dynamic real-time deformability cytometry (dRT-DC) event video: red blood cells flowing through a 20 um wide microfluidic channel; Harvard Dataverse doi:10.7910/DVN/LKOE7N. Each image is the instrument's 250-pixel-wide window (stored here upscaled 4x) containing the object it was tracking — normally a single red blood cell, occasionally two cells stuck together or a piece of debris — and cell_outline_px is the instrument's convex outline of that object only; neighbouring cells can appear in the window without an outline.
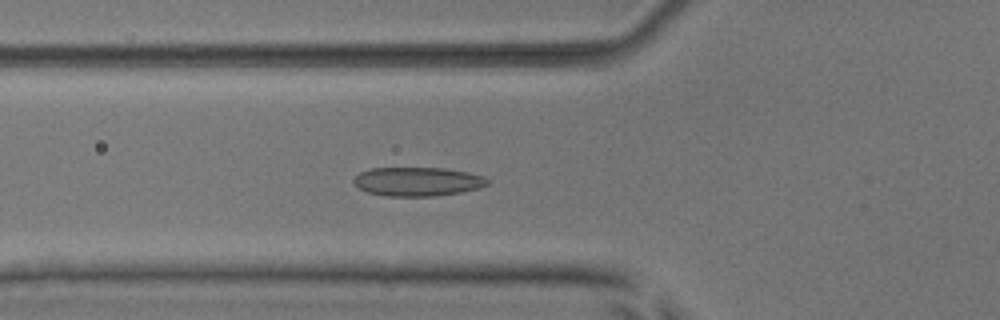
{"species": "common noctule bat (a hibernating species)", "species_latin": "Nyctalus noctula", "temperature_condition": "room temperature", "stored_images_in_passage": 36, "camera_frame_rate_fps": 3000, "um_per_image_px": 0.085, "animal": {"sex": "male", "body_mass_g": 17.9, "forearm_length_mm": 54.2}, "frame": {"image": 1, "passage_image": 14, "time_ms": 4.333, "image_size_px": [1000, 320], "cell_outline_px": [[488, 184], [480, 188], [460, 192], [432, 196], [384, 196], [368, 192], [360, 188], [352, 180], [360, 172], [372, 168], [444, 168], [468, 172], [484, 176], [488, 180]], "centroid_in_image_um": [35.5, 15.43], "position_along_channel_um": 90.3, "area_um2": 22.43}}
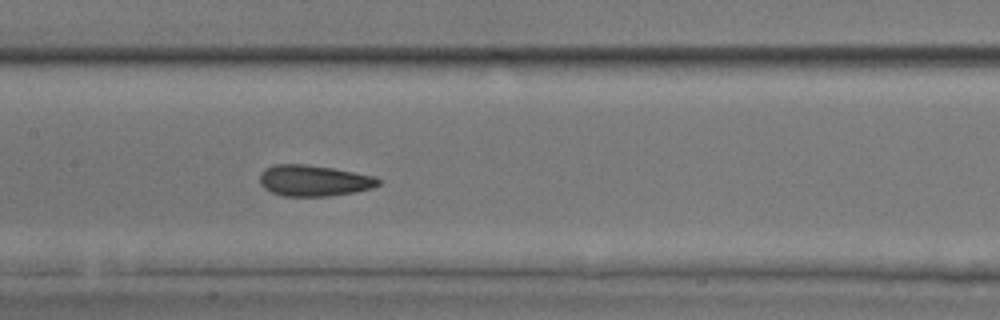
{"frame": {"image": 2, "passage_image": 21, "time_ms": 6.667, "image_size_px": [1000, 320], "cell_outline_px": [[380, 184], [372, 188], [356, 192], [332, 196], [284, 196], [272, 192], [264, 188], [260, 184], [260, 172], [264, 168], [276, 164], [304, 164], [332, 168], [376, 176], [380, 180]], "centroid_in_image_um": [26.68, 15.35], "position_along_channel_um": 180.7, "area_um2": 21.62}}
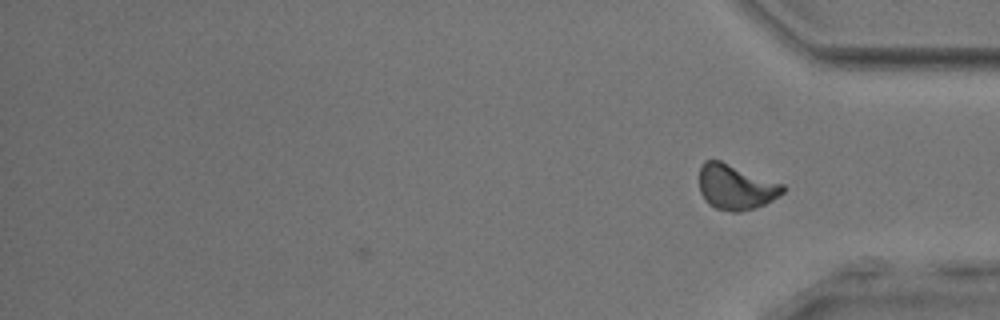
{"frame": {"image": 3, "passage_image": 36, "time_ms": 11.667, "image_size_px": [1000, 320], "cell_outline_px": [[788, 188], [784, 192], [772, 200], [756, 208], [740, 212], [732, 212], [716, 208], [708, 204], [704, 200], [700, 192], [700, 164], [704, 160], [720, 160], [784, 184]], "centroid_in_image_um": [62.54, 15.9], "position_along_channel_um": 372.7, "area_um2": 22.2}, "authors_computed_cell_mechanics": {"area_um2": 21.6461, "velocity_mm_per_s": 3.8738, "shape_relaxation_time_tau1_ms": 4.0502, "shape_relaxation_time_tau2_ms": 1.7976, "deformation_change_tau1": 0.1125, "deformation_change_tau2": 0.0815}}